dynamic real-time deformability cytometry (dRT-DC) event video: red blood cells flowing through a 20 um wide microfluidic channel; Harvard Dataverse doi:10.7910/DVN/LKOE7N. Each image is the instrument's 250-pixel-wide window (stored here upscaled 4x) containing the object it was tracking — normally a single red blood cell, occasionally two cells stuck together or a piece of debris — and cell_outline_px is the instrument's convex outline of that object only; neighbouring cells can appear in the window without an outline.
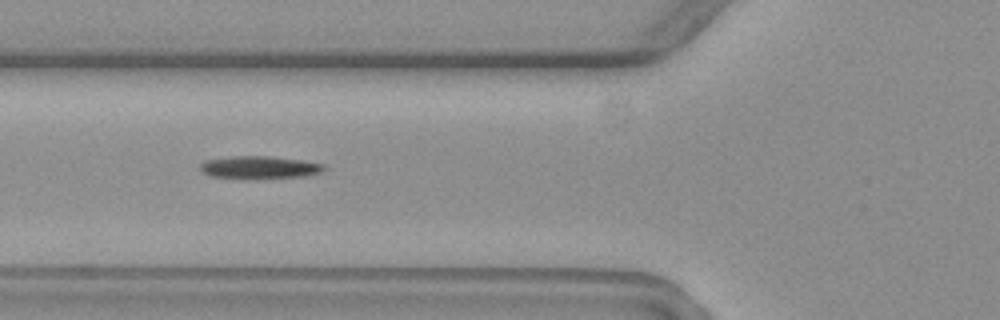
{"species": "common noctule bat (a hibernating species)", "species_latin": "Nyctalus noctula", "temperature_condition": "warm", "stored_images_in_passage": 10, "camera_frame_rate_fps": 3000, "um_per_image_px": 0.085, "animal": {"sex": "female", "body_mass_g": 19.3, "forearm_length_mm": 54.1}, "frame": {"image": 1, "passage_image": 6, "time_ms": 6.667, "image_size_px": [1000, 320], "cell_outline_px": [[328, 168], [324, 172], [304, 176], [248, 180], [240, 180], [208, 176], [200, 172], [200, 164], [204, 160], [232, 156], [268, 156], [300, 160], [324, 164]], "centroid_in_image_um": [22.0, 14.26], "position_along_channel_um": 103.8, "area_um2": 17.05}}
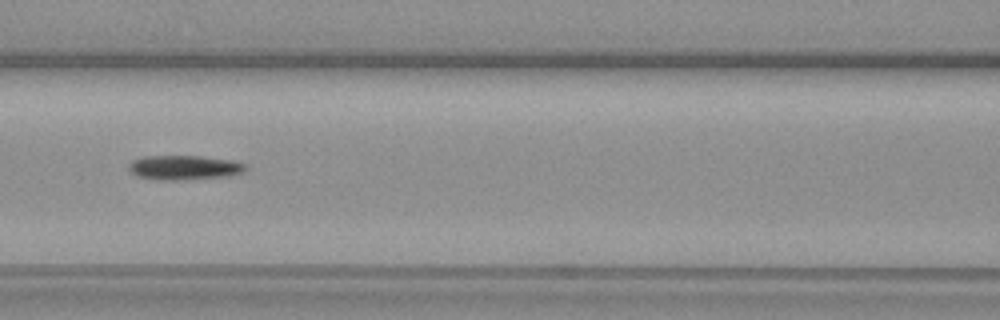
{"frame": {"image": 2, "passage_image": 7, "time_ms": 8.0, "image_size_px": [1000, 320], "cell_outline_px": [[248, 168], [244, 172], [228, 176], [180, 180], [156, 180], [136, 176], [128, 168], [128, 164], [132, 160], [144, 156], [200, 156], [232, 160], [248, 164]], "centroid_in_image_um": [15.67, 14.24], "position_along_channel_um": 150.9, "area_um2": 16.88}}
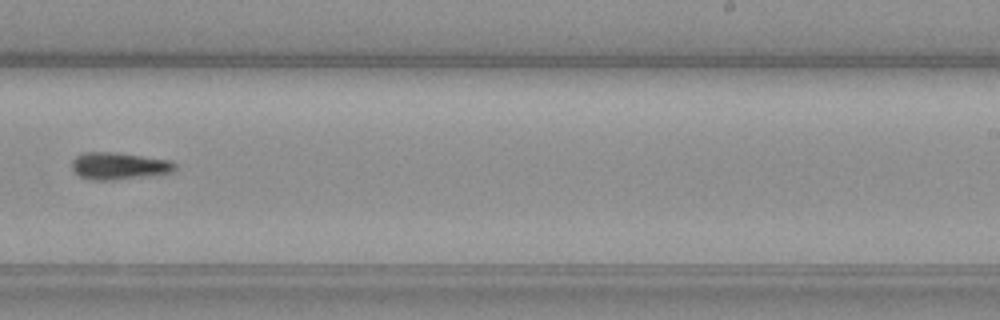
{"frame": {"image": 3, "passage_image": 10, "time_ms": 11.667, "image_size_px": [1000, 320], "cell_outline_px": [[176, 168], [172, 172], [152, 176], [112, 180], [92, 180], [80, 176], [72, 168], [72, 160], [76, 156], [84, 152], [116, 152], [168, 160], [176, 164]], "centroid_in_image_um": [10.12, 14.11], "position_along_channel_um": 278.9, "area_um2": 16.3}}